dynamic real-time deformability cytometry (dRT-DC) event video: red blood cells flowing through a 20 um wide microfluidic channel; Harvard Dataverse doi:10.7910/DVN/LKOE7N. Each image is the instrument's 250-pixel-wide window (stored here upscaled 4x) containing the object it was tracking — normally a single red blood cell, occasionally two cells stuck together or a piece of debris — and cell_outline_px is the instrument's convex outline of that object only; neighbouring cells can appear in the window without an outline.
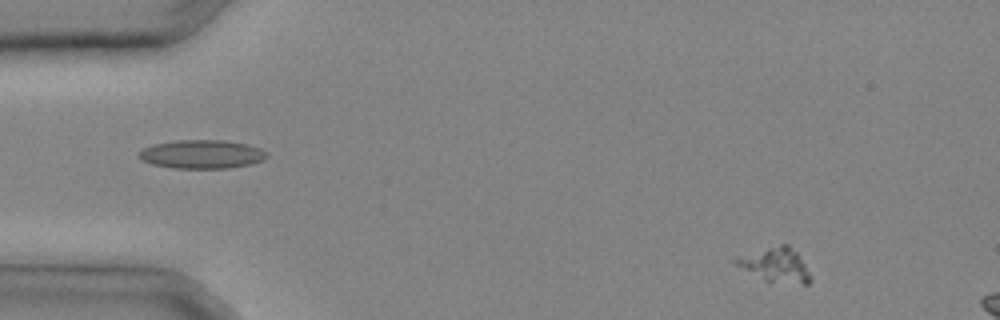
{"species": "common noctule bat (a hibernating species)", "species_latin": "Nyctalus noctula", "temperature_condition": "cold", "stored_images_in_passage": 6, "camera_frame_rate_fps": 3000, "um_per_image_px": 0.085, "animal": {"sex": "male", "body_mass_g": 20.4}, "frame": {"image": 1, "passage_image": 2, "time_ms": 0.333, "image_size_px": [1000, 320], "cell_outline_px": [[812, 280], [808, 284], [804, 284], [764, 280], [736, 264], [732, 260], [736, 256], [780, 244], [788, 244], [800, 256], [812, 276]], "centroid_in_image_um": [65.95, 22.5], "position_along_channel_um": 19.1, "area_um2": 14.68}}